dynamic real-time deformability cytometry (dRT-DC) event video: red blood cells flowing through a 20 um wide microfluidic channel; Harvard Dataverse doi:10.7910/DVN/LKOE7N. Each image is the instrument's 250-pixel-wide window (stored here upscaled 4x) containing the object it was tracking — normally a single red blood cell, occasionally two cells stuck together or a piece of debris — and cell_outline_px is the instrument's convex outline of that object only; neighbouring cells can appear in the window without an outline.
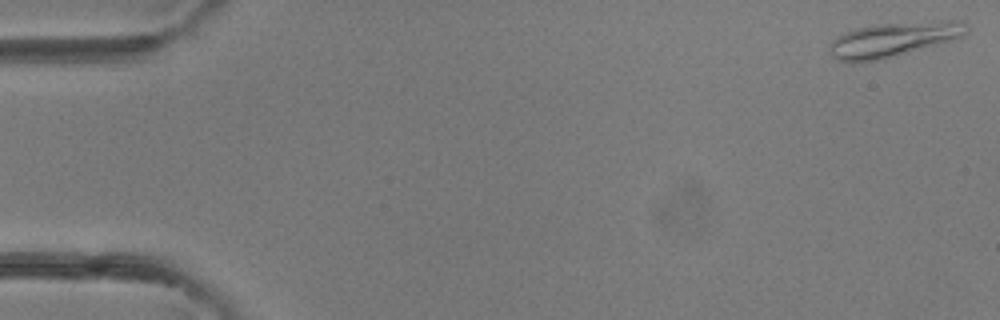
{"species": "common noctule bat (a hibernating species)", "species_latin": "Nyctalus noctula", "temperature_condition": "room temperature", "stored_images_in_passage": 8, "camera_frame_rate_fps": 3000, "um_per_image_px": 0.085, "animal": {"sex": "female"}, "frame": {"image": 1, "passage_image": 1, "time_ms": 0.0, "image_size_px": [1000, 320], "cell_outline_px": [[968, 32], [964, 36], [876, 60], [852, 64], [840, 60], [832, 56], [828, 48], [832, 40], [836, 36], [844, 32], [856, 28], [872, 24], [940, 20], [960, 20], [968, 24]], "centroid_in_image_um": [75.9, 3.32], "position_along_channel_um": 9.1, "area_um2": 27.57}}